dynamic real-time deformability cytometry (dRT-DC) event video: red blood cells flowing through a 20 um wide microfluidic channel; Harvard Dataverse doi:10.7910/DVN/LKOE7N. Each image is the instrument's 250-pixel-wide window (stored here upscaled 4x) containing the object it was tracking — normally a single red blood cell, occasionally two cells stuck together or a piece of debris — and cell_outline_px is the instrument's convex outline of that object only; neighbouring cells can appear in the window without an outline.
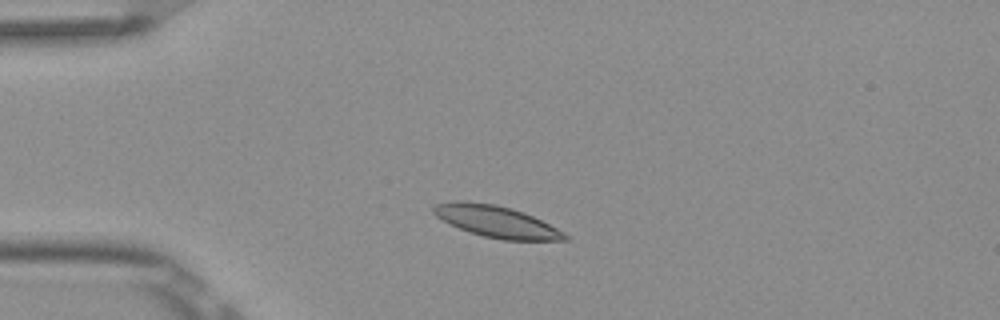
{"species": "Egyptian fruit bat (a non-hibernating species)", "species_latin": "Rousettus aegyptiacus", "temperature_condition": "room temperature", "stored_images_in_passage": 4, "camera_frame_rate_fps": 3000, "um_per_image_px": 0.085, "frame": {"image": 1, "passage_image": 3, "time_ms": 0.667, "image_size_px": [1000, 320], "cell_outline_px": [[568, 240], [504, 240], [484, 236], [468, 232], [436, 216], [432, 212], [432, 208], [436, 204], [456, 200], [460, 200], [496, 204], [512, 208], [524, 212], [564, 232], [568, 236]], "centroid_in_image_um": [42.18, 18.82], "position_along_channel_um": 42.8, "area_um2": 23.99}}